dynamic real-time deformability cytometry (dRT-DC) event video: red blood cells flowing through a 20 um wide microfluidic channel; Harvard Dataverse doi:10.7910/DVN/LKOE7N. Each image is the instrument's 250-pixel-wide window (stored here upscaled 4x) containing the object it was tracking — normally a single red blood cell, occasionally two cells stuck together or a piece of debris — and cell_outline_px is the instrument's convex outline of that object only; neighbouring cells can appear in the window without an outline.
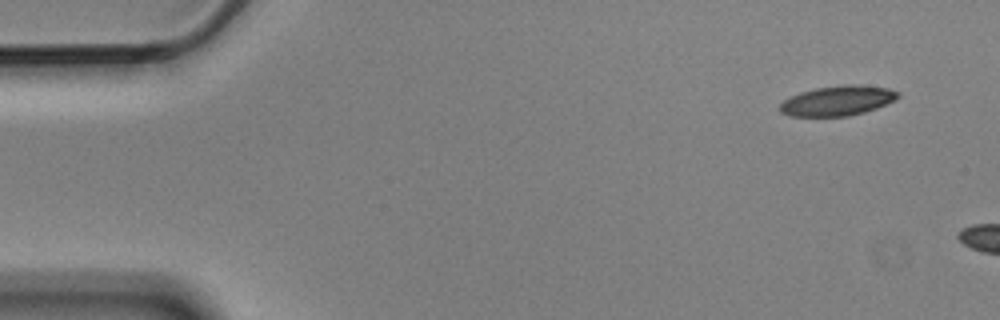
{"species": "Egyptian fruit bat (a non-hibernating species)", "species_latin": "Rousettus aegyptiacus", "temperature_condition": "cold", "stored_images_in_passage": 3, "camera_frame_rate_fps": 3000, "um_per_image_px": 0.085, "animal": {"sex": "male"}, "frame": {"image": 1, "passage_image": 1, "time_ms": 0.0, "image_size_px": [1000, 320], "cell_outline_px": [[900, 96], [896, 100], [876, 108], [864, 112], [848, 116], [788, 116], [780, 112], [780, 104], [784, 100], [800, 92], [816, 88], [844, 84], [856, 84], [888, 88], [900, 92]], "centroid_in_image_um": [71.22, 8.55], "position_along_channel_um": 13.8, "area_um2": 20.63}}